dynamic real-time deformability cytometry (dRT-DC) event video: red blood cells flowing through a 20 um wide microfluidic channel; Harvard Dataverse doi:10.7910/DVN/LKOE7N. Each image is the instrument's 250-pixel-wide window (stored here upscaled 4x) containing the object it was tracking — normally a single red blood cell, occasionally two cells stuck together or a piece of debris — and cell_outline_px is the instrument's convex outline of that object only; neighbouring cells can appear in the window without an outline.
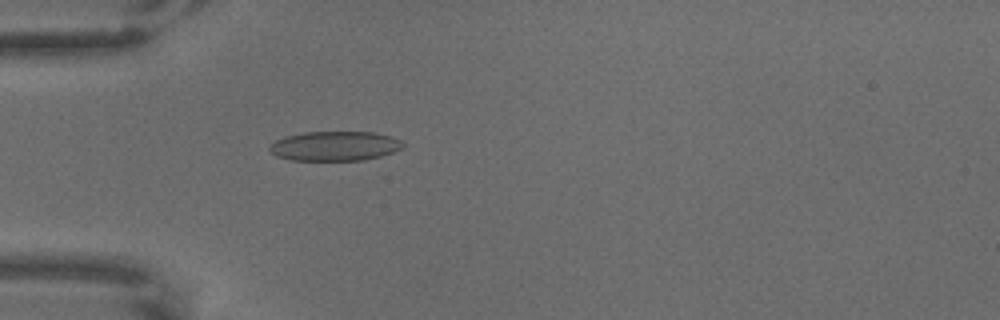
{"species": "common noctule bat (a hibernating species)", "species_latin": "Nyctalus noctula", "temperature_condition": "warm", "stored_images_in_passage": 64, "camera_frame_rate_fps": 3000, "um_per_image_px": 0.085, "animal": {"sex": "male", "body_mass_g": 18.8}, "frame": {"image": 1, "passage_image": 20, "time_ms": 6.333, "image_size_px": [1000, 320], "cell_outline_px": [[404, 144], [400, 148], [392, 152], [380, 156], [364, 160], [292, 160], [276, 156], [268, 148], [276, 140], [288, 136], [304, 132], [372, 132], [392, 136], [400, 140]], "centroid_in_image_um": [28.46, 12.41], "position_along_channel_um": 56.5, "area_um2": 22.72}}
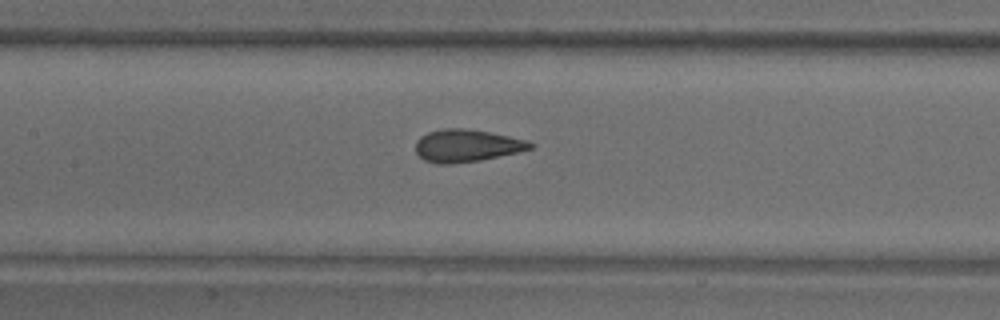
{"frame": {"image": 2, "passage_image": 31, "time_ms": 10.0, "image_size_px": [1000, 320], "cell_outline_px": [[536, 144], [532, 148], [516, 152], [480, 160], [448, 164], [436, 164], [424, 160], [416, 152], [416, 140], [420, 136], [428, 132], [444, 128], [464, 128], [492, 132], [528, 140]], "centroid_in_image_um": [39.67, 12.37], "position_along_channel_um": 167.7, "area_um2": 21.73}}
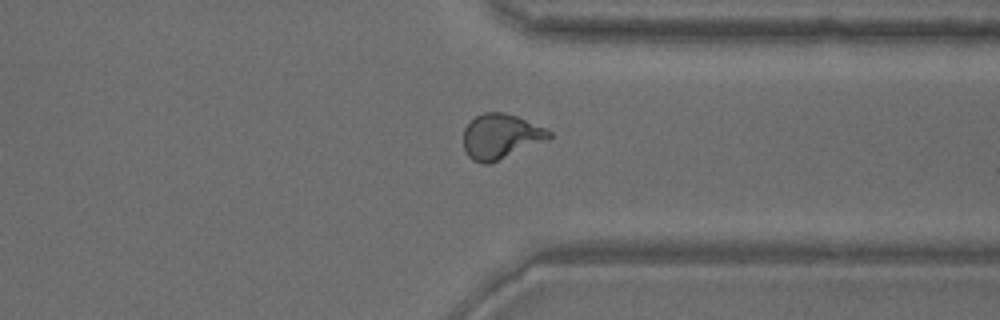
{"frame": {"image": 3, "passage_image": 50, "time_ms": 16.333, "image_size_px": [1000, 320], "cell_outline_px": [[552, 136], [548, 140], [488, 164], [484, 164], [472, 160], [468, 156], [464, 148], [464, 128], [476, 116], [484, 112], [504, 112], [516, 116], [544, 128], [552, 132]], "centroid_in_image_um": [42.55, 11.6], "position_along_channel_um": 368.8, "area_um2": 22.2}}